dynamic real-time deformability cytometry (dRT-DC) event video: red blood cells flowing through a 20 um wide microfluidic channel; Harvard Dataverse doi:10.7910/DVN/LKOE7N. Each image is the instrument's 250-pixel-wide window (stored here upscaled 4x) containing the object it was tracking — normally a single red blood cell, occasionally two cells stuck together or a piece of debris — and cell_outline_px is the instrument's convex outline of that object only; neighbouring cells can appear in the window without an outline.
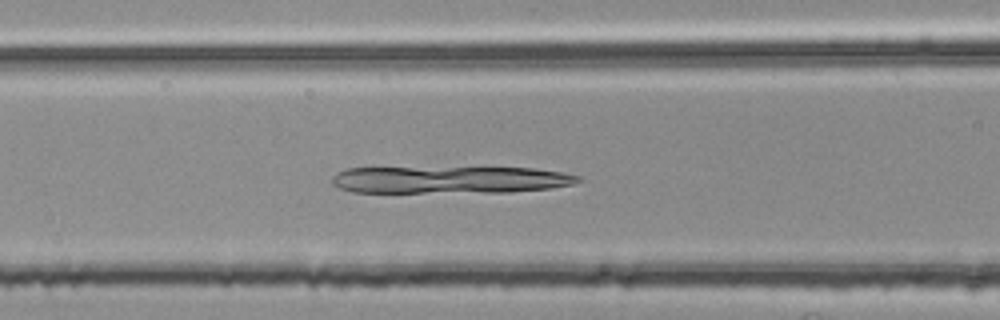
{"species": "common noctule bat (a hibernating species)", "species_latin": "Nyctalus noctula", "temperature_condition": "room temperature", "stored_images_in_passage": 39, "camera_frame_rate_fps": 3000, "um_per_image_px": 0.085, "animal": {"sex": "female", "body_mass_g": 25.1}, "frame": {"image": 1, "passage_image": 9, "time_ms": 2.667, "image_size_px": [1000, 320], "cell_outline_px": [[584, 180], [572, 184], [552, 188], [508, 192], [352, 192], [340, 188], [332, 184], [332, 176], [348, 168], [532, 168], [560, 172], [580, 176]], "centroid_in_image_um": [38.27, 15.28], "position_along_channel_um": 128.3, "area_um2": 38.78}}
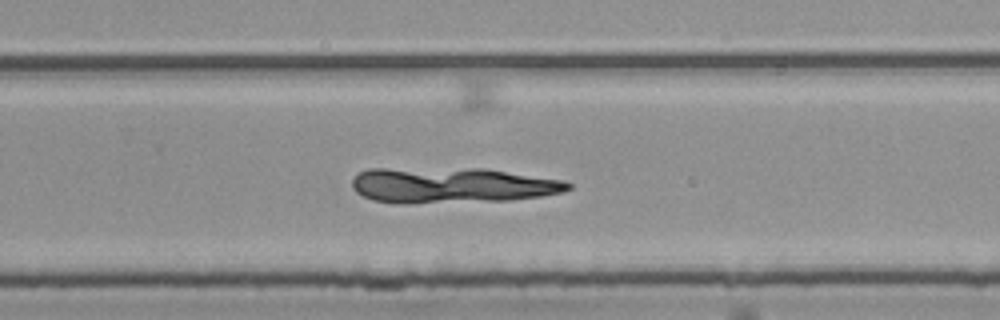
{"frame": {"image": 2, "passage_image": 22, "time_ms": 7.0, "image_size_px": [1000, 320], "cell_outline_px": [[572, 188], [564, 192], [540, 196], [512, 200], [412, 204], [392, 204], [372, 200], [356, 192], [352, 188], [352, 180], [360, 172], [368, 168], [484, 168], [564, 180], [572, 184]], "centroid_in_image_um": [38.39, 15.75], "position_along_channel_um": 291.4, "area_um2": 45.55}}
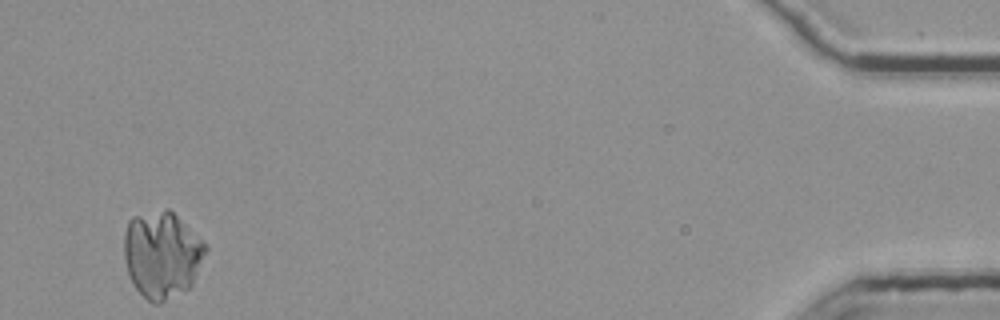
{"frame": {"image": 3, "passage_image": 39, "time_ms": 12.667, "image_size_px": [1000, 320], "cell_outline_px": [[208, 248], [192, 288], [160, 304], [152, 304], [136, 288], [128, 272], [124, 260], [124, 232], [128, 220], [132, 216], [168, 208]], "centroid_in_image_um": [13.75, 21.68], "position_along_channel_um": 421.4, "area_um2": 41.21}}